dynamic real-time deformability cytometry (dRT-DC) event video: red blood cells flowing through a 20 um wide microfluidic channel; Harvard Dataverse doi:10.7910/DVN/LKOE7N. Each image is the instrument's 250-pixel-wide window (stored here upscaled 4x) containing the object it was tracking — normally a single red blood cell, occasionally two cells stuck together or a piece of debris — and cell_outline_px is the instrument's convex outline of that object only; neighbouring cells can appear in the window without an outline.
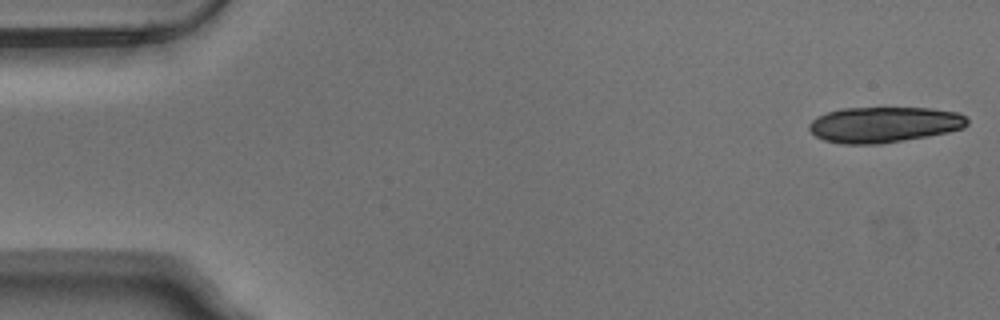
{"species": "Egyptian fruit bat (a non-hibernating species)", "species_latin": "Rousettus aegyptiacus", "temperature_condition": "warm", "stored_images_in_passage": 16, "camera_frame_rate_fps": 3000, "um_per_image_px": 0.085, "animal": {"sex": "male"}, "frame": {"image": 1, "passage_image": 1, "time_ms": 0.0, "image_size_px": [1000, 320], "cell_outline_px": [[968, 124], [964, 128], [948, 132], [928, 136], [880, 144], [840, 144], [824, 140], [816, 136], [808, 128], [808, 124], [812, 120], [828, 112], [844, 108], [932, 108], [960, 112], [968, 120]], "centroid_in_image_um": [75.17, 10.59], "position_along_channel_um": 9.8, "area_um2": 32.95}}